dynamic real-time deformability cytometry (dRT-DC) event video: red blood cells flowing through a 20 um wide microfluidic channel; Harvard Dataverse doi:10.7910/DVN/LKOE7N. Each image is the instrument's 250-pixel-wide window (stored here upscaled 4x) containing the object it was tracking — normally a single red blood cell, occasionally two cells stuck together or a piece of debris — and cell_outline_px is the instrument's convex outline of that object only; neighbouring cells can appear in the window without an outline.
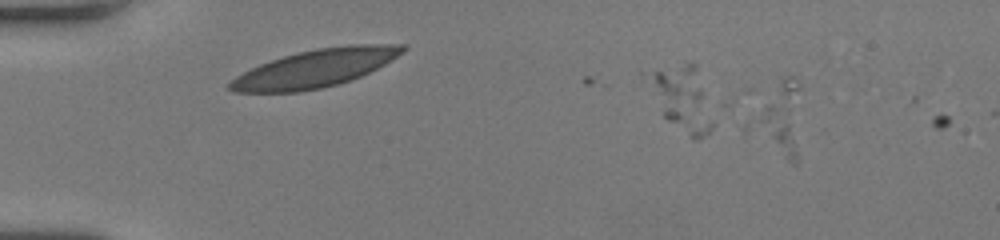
{"species": "human", "species_latin": "Homo sapiens", "temperature_condition": "room temperature", "stored_images_in_passage": 7, "camera_frame_rate_fps": 3000, "um_per_image_px": 0.085, "donor": {"sex": "female"}, "frame": {"image": 1, "passage_image": 1, "time_ms": 0.0, "image_size_px": [1000, 240], "cell_outline_px": [[800, 88], [788, 132], [784, 144], [744, 132], [744, 124], [780, 80], [784, 76], [792, 76], [800, 84]], "centroid_in_image_um": [65.89, 9.51], "position_along_channel_um": 19.1, "area_um2": 15.61}}